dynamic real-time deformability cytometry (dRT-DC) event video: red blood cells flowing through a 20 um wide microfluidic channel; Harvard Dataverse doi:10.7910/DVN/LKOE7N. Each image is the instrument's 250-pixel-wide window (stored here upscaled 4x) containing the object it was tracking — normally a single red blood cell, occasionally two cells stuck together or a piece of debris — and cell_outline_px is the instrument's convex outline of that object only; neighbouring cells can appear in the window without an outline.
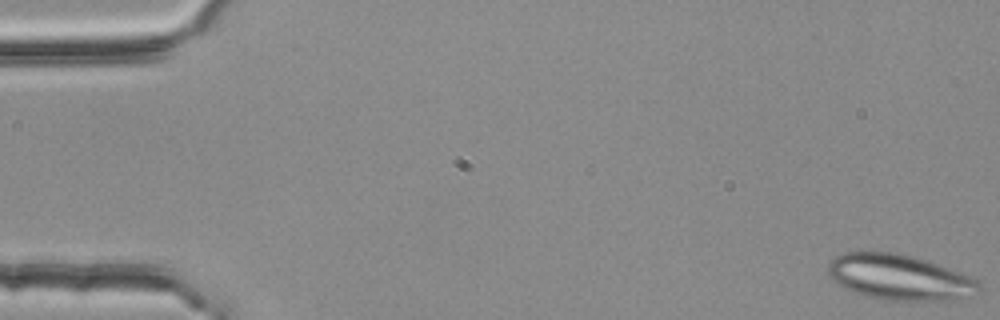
{"species": "common noctule bat (a hibernating species)", "species_latin": "Nyctalus noctula", "temperature_condition": "room temperature", "stored_images_in_passage": 53, "segment_of_instrument_passage": [1, 2], "camera_frame_rate_fps": 3000, "um_per_image_px": 0.085, "animal": {"sex": "female", "body_mass_g": 25.1}, "frame": {"image": 1, "passage_image": 1, "time_ms": 0.0, "image_size_px": [1000, 320], "cell_outline_px": [[980, 288], [972, 296], [948, 300], [880, 300], [864, 296], [844, 288], [832, 280], [828, 272], [828, 264], [836, 256], [844, 252], [896, 252], [912, 256], [972, 276], [980, 284]], "centroid_in_image_um": [76.43, 23.57], "position_along_channel_um": 8.6, "area_um2": 39.94}}